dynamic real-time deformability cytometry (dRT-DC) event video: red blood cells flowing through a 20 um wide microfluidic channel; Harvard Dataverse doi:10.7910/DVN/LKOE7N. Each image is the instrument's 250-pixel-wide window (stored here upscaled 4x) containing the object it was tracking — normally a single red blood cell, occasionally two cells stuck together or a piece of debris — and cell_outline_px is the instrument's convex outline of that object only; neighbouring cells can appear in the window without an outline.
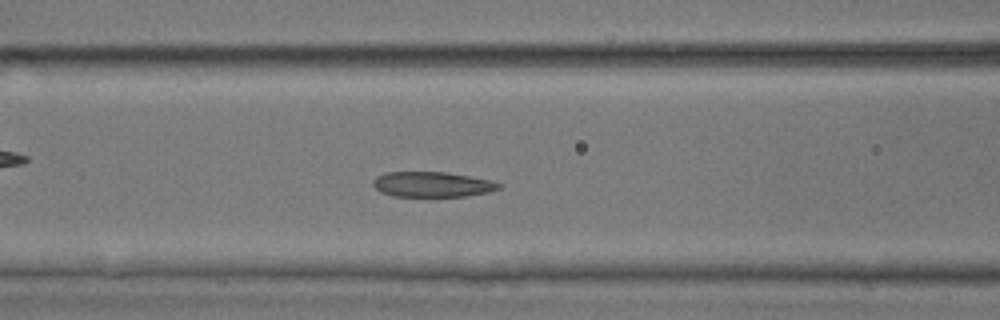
{"species": "common noctule bat (a hibernating species)", "species_latin": "Nyctalus noctula", "temperature_condition": "room temperature", "stored_images_in_passage": 38, "camera_frame_rate_fps": 3000, "um_per_image_px": 0.085, "animal": {"sex": "male", "body_mass_g": 17.9, "forearm_length_mm": 54.2}, "frame": {"image": 1, "passage_image": 6, "time_ms": 1.667, "image_size_px": [1000, 320], "cell_outline_px": [[504, 184], [500, 188], [488, 192], [464, 196], [392, 196], [380, 192], [372, 184], [372, 180], [376, 176], [384, 172], [448, 172], [492, 180]], "centroid_in_image_um": [36.74, 15.66], "position_along_channel_um": 129.9, "area_um2": 18.67}}
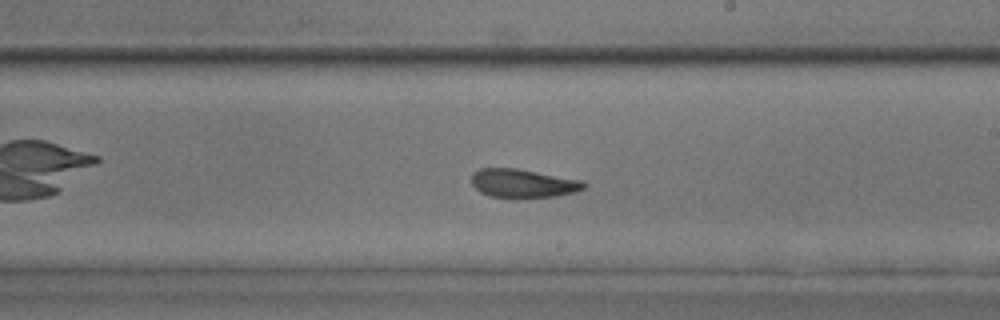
{"frame": {"image": 2, "passage_image": 15, "time_ms": 4.667, "image_size_px": [1000, 320], "cell_outline_px": [[588, 184], [584, 188], [576, 192], [556, 196], [520, 200], [512, 200], [492, 196], [480, 192], [472, 184], [472, 172], [480, 168], [516, 168], [580, 180]], "centroid_in_image_um": [44.44, 15.62], "position_along_channel_um": 244.6, "area_um2": 19.25}}
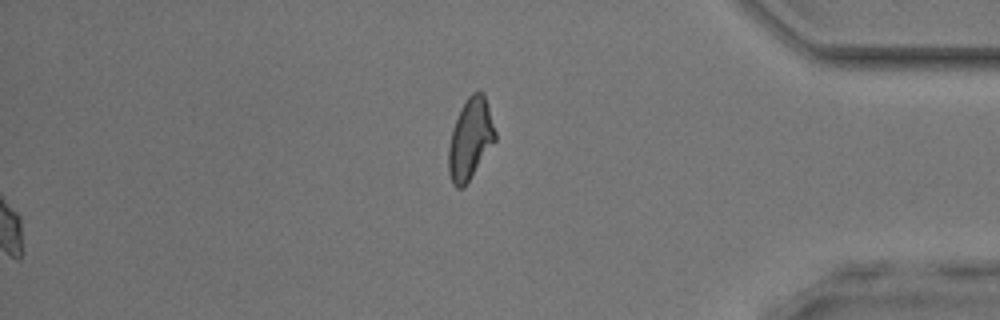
{"frame": {"image": 3, "passage_image": 38, "time_ms": 12.333, "image_size_px": [1000, 320], "cell_outline_px": [[496, 140], [464, 188], [456, 188], [452, 184], [448, 172], [448, 148], [452, 128], [460, 108], [468, 96], [472, 92], [480, 88], [484, 92], [496, 132]], "centroid_in_image_um": [39.97, 11.79], "position_along_channel_um": 395.2, "area_um2": 22.37}, "authors_computed_cell_mechanics": {"area_um2": 19.0451, "velocity_mm_per_s": 3.8467, "shape_relaxation_time_tau1_ms": 5.0836, "shape_relaxation_time_tau2_ms": 2.1469, "deformation_change_tau1": 0.1521, "deformation_change_tau2": 0.0895}}